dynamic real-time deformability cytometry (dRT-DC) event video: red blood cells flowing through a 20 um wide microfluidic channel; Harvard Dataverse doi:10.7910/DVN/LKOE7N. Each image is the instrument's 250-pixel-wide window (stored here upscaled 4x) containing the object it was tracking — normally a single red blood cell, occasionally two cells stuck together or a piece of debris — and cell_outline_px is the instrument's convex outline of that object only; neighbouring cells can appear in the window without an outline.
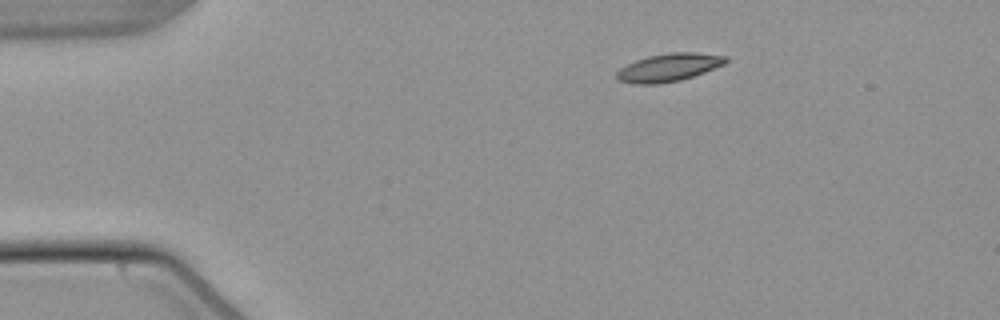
{"species": "common noctule bat (a hibernating species)", "species_latin": "Nyctalus noctula", "temperature_condition": "warm", "stored_images_in_passage": 45, "camera_frame_rate_fps": 3000, "um_per_image_px": 0.085, "animal": {"sex": "male", "body_mass_g": 21.5, "forearm_length_mm": 52.0}, "frame": {"image": 1, "passage_image": 1, "time_ms": 0.0, "image_size_px": [1000, 320], "cell_outline_px": [[728, 60], [724, 64], [704, 72], [680, 80], [656, 84], [636, 84], [620, 80], [616, 76], [616, 72], [620, 68], [636, 60], [648, 56], [668, 52], [696, 52], [728, 56]], "centroid_in_image_um": [56.86, 5.72], "position_along_channel_um": 28.1, "area_um2": 17.63}}
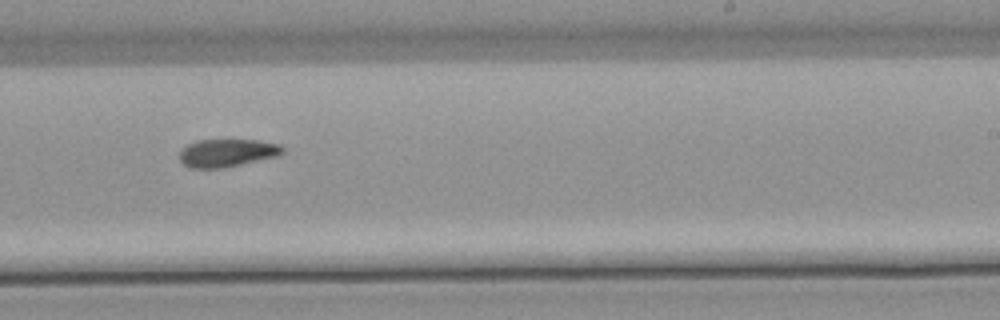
{"frame": {"image": 2, "passage_image": 25, "time_ms": 8.0, "image_size_px": [1000, 320], "cell_outline_px": [[284, 152], [280, 156], [224, 168], [188, 168], [180, 160], [180, 152], [188, 144], [196, 140], [256, 140], [280, 144], [284, 148]], "centroid_in_image_um": [19.34, 13.0], "position_along_channel_um": 269.7, "area_um2": 16.88}}
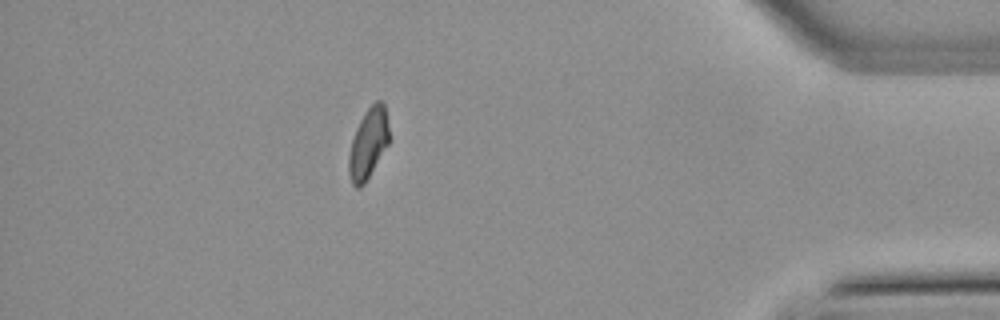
{"frame": {"image": 3, "passage_image": 39, "time_ms": 12.667, "image_size_px": [1000, 320], "cell_outline_px": [[388, 144], [364, 184], [360, 188], [356, 188], [352, 184], [348, 172], [348, 156], [352, 140], [356, 128], [364, 112], [376, 100], [380, 100], [384, 104], [388, 124]], "centroid_in_image_um": [31.28, 12.2], "position_along_channel_um": 403.9, "area_um2": 16.36}}